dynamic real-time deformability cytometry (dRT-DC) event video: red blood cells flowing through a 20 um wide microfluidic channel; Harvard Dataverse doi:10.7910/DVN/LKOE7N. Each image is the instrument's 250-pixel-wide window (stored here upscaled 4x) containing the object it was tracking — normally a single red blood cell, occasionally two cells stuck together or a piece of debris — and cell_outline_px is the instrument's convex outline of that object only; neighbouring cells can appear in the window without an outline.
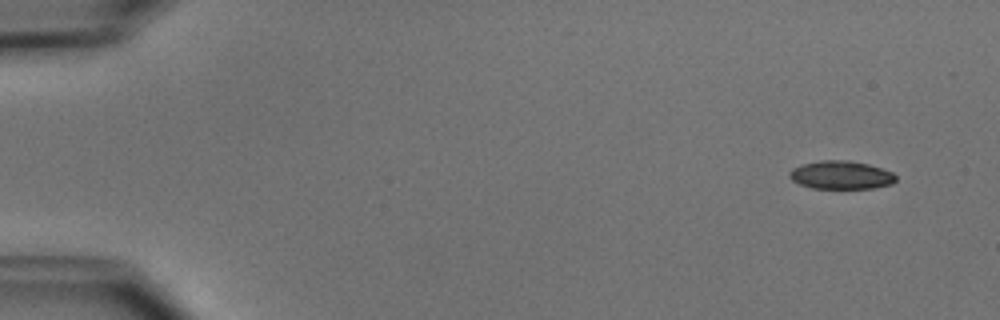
{"species": "common noctule bat (a hibernating species)", "species_latin": "Nyctalus noctula", "temperature_condition": "cold", "stored_images_in_passage": 5, "camera_frame_rate_fps": 3000, "um_per_image_px": 0.085, "animal": {"sex": "male", "body_mass_g": 15.6}, "frame": {"image": 1, "passage_image": 1, "time_ms": 0.0, "image_size_px": [1000, 320], "cell_outline_px": [[896, 180], [892, 184], [872, 188], [812, 188], [800, 184], [792, 180], [788, 176], [788, 172], [792, 168], [800, 164], [820, 160], [848, 160], [868, 164], [892, 172], [896, 176]], "centroid_in_image_um": [71.45, 14.87], "position_along_channel_um": 13.5, "area_um2": 17.57}}